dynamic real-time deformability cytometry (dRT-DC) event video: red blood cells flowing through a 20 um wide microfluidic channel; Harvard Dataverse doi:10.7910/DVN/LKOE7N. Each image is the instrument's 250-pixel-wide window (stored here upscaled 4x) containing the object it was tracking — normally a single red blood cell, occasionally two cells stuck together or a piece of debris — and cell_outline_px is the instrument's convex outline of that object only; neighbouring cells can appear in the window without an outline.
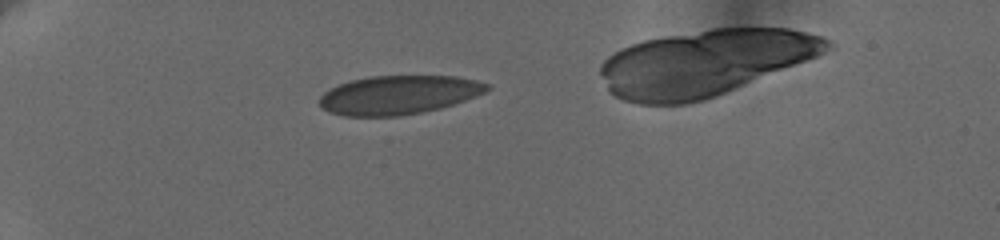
{"species": "human", "species_latin": "Homo sapiens", "temperature_condition": "cold", "stored_images_in_passage": 39, "camera_frame_rate_fps": 3000, "um_per_image_px": 0.085, "donor": {"sex": "female"}, "frame": {"image": 1, "passage_image": 1, "time_ms": 0.0, "image_size_px": [1000, 240], "cell_outline_px": [[492, 88], [476, 96], [440, 108], [420, 112], [396, 116], [344, 116], [332, 112], [324, 108], [320, 104], [320, 96], [324, 92], [340, 84], [352, 80], [368, 76], [456, 76], [476, 80], [488, 84]], "centroid_in_image_um": [33.9, 8.06], "position_along_channel_um": 51.1, "area_um2": 37.51}}
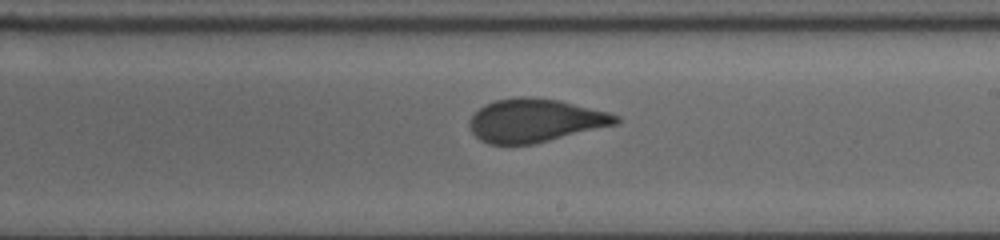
{"frame": {"image": 2, "passage_image": 20, "time_ms": 6.333, "image_size_px": [1000, 240], "cell_outline_px": [[620, 120], [616, 124], [532, 144], [488, 144], [480, 140], [472, 132], [468, 124], [472, 116], [484, 104], [496, 100], [516, 96], [532, 96], [560, 100], [608, 112], [620, 116]], "centroid_in_image_um": [45.46, 10.22], "position_along_channel_um": 243.5, "area_um2": 36.82}}
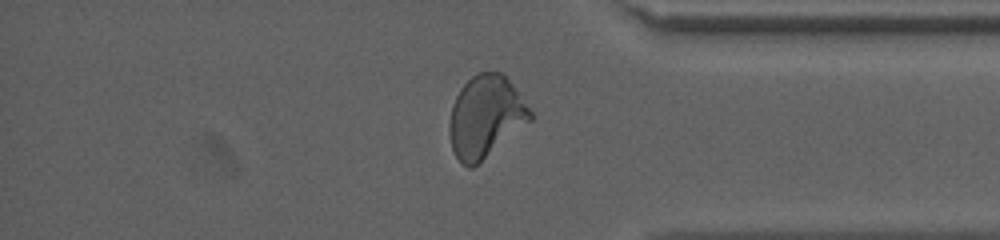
{"frame": {"image": 3, "passage_image": 33, "time_ms": 10.667, "image_size_px": [1000, 240], "cell_outline_px": [[532, 120], [472, 168], [468, 168], [456, 156], [452, 148], [448, 132], [448, 128], [452, 104], [460, 88], [472, 76], [480, 72], [500, 72], [508, 80], [532, 112]], "centroid_in_image_um": [41.25, 9.92], "position_along_channel_um": 394.0, "area_um2": 38.03}}